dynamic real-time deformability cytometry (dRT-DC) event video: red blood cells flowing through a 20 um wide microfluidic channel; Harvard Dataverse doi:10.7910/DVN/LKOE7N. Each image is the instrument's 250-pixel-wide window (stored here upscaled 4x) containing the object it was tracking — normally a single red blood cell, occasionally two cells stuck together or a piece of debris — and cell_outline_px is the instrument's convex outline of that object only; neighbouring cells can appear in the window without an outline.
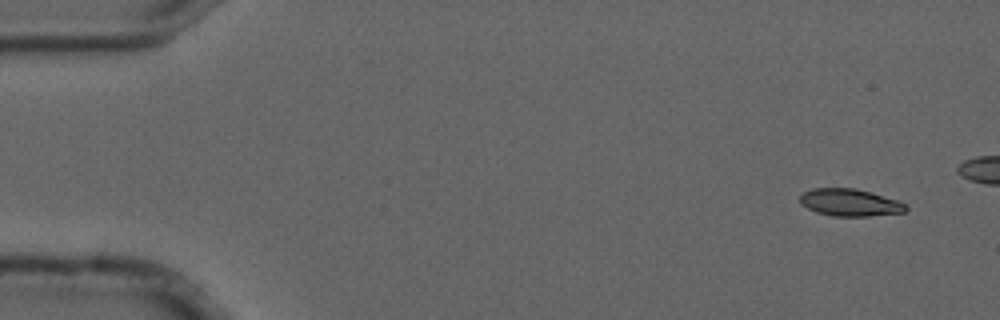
{"species": "common noctule bat (a hibernating species)", "species_latin": "Nyctalus noctula", "temperature_condition": "cold", "stored_images_in_passage": 5, "camera_frame_rate_fps": 3000, "um_per_image_px": 0.085, "animal": {"sex": "male", "forearm_length_mm": 52.5}, "frame": {"image": 1, "passage_image": 1, "time_ms": 0.0, "image_size_px": [1000, 320], "cell_outline_px": [[908, 208], [904, 212], [868, 216], [832, 216], [816, 212], [800, 204], [800, 196], [804, 192], [812, 188], [856, 188], [872, 192], [896, 200], [904, 204]], "centroid_in_image_um": [72.21, 17.21], "position_along_channel_um": 12.8, "area_um2": 16.76}}
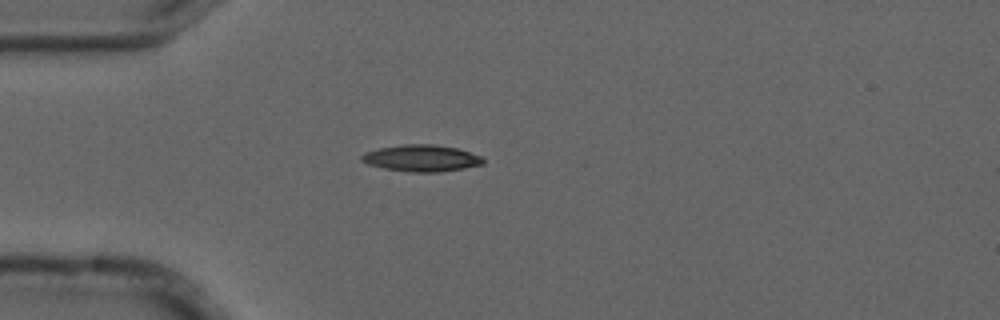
{"frame": {"image": 2, "passage_image": 5, "time_ms": 1.333, "image_size_px": [1000, 320], "cell_outline_px": [[484, 164], [464, 168], [440, 172], [412, 172], [384, 168], [368, 164], [360, 160], [360, 156], [364, 152], [380, 148], [404, 144], [436, 144], [456, 148], [480, 156], [484, 160]], "centroid_in_image_um": [35.8, 13.44], "position_along_channel_um": 49.2, "area_um2": 18.79}}